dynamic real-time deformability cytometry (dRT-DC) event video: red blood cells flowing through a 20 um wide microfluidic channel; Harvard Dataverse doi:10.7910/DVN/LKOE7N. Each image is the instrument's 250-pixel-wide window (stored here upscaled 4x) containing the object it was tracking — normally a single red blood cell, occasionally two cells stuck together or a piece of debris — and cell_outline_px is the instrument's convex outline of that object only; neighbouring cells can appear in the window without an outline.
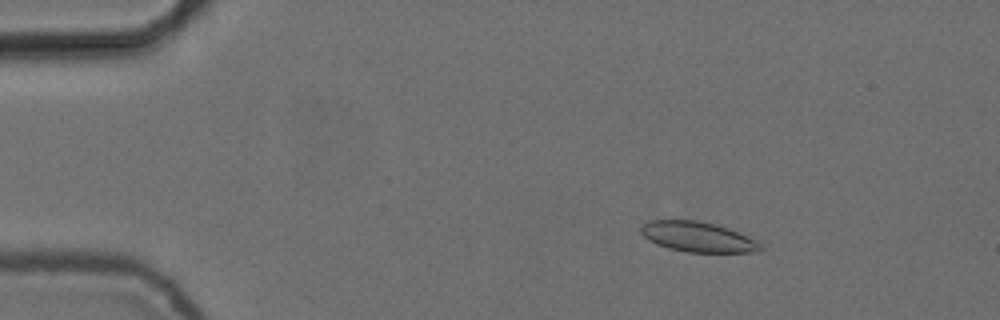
{"species": "common noctule bat (a hibernating species)", "species_latin": "Nyctalus noctula", "temperature_condition": "cold", "stored_images_in_passage": 6, "camera_frame_rate_fps": 3000, "um_per_image_px": 0.085, "animal": {"sex": "female", "body_mass_g": 24.6, "forearm_length_mm": 56.2}, "frame": {"image": 1, "passage_image": 3, "time_ms": 0.667, "image_size_px": [1000, 320], "cell_outline_px": [[764, 248], [760, 252], [688, 252], [668, 248], [656, 244], [648, 240], [640, 232], [640, 224], [648, 220], [696, 220], [716, 224], [728, 228], [756, 240]], "centroid_in_image_um": [59.28, 20.13], "position_along_channel_um": 25.7, "area_um2": 21.15}}
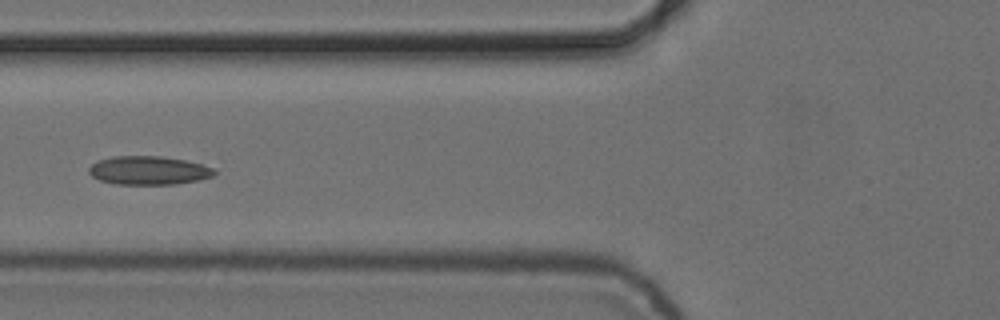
{"frame": {"image": 2, "passage_image": 6, "time_ms": 1.667, "image_size_px": [1000, 320], "cell_outline_px": [[216, 172], [212, 176], [200, 180], [172, 184], [116, 184], [100, 180], [92, 176], [88, 172], [88, 168], [96, 160], [112, 156], [160, 156], [184, 160], [216, 168]], "centroid_in_image_um": [12.61, 14.48], "position_along_channel_um": 113.2, "area_um2": 20.92}}